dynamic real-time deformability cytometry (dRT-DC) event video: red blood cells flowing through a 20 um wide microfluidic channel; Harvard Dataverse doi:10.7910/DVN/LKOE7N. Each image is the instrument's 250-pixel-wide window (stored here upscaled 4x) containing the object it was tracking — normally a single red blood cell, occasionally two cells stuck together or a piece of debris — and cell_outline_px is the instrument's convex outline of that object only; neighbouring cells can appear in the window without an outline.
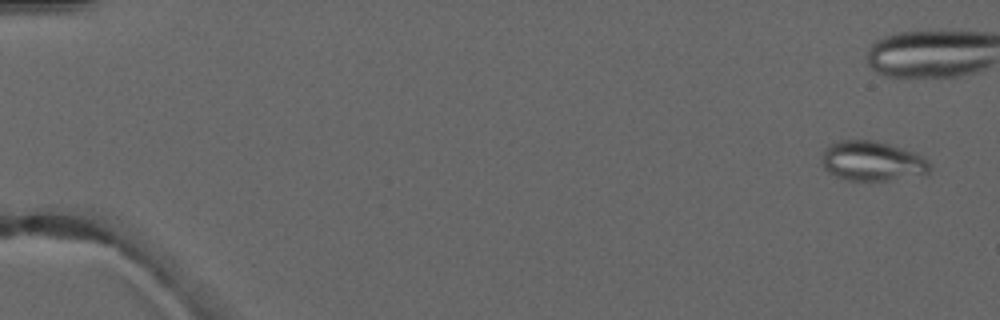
{"species": "common noctule bat (a hibernating species)", "species_latin": "Nyctalus noctula", "temperature_condition": "warm", "stored_images_in_passage": 3, "camera_frame_rate_fps": 3000, "um_per_image_px": 0.085, "animal": {"sex": "male", "forearm_length_mm": 52.5}, "frame": {"image": 1, "passage_image": 1, "time_ms": 0.0, "image_size_px": [1000, 320], "cell_outline_px": [[932, 168], [928, 176], [888, 180], [848, 180], [836, 176], [828, 172], [824, 168], [820, 156], [824, 148], [840, 140], [876, 140], [916, 152], [924, 156], [932, 164]], "centroid_in_image_um": [74.22, 13.7], "position_along_channel_um": 10.8, "area_um2": 25.72}}